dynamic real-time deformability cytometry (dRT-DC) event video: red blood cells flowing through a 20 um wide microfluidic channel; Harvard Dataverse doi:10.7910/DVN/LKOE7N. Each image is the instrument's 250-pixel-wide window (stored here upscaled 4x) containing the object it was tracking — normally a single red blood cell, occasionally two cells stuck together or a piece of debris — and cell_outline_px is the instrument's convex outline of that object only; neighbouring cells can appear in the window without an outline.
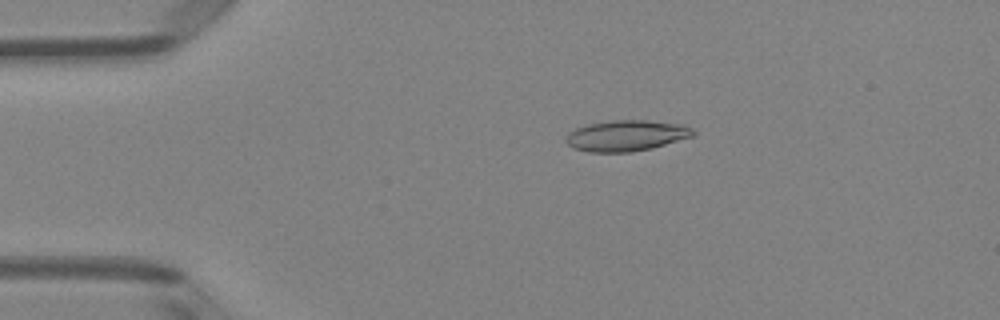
{"species": "Egyptian fruit bat (a non-hibernating species)", "species_latin": "Rousettus aegyptiacus", "temperature_condition": "room temperature", "stored_images_in_passage": 44, "camera_frame_rate_fps": 3000, "um_per_image_px": 0.085, "animal": {"sex": "female"}, "frame": {"image": 1, "passage_image": 4, "time_ms": 1.0, "image_size_px": [1000, 320], "cell_outline_px": [[696, 136], [652, 148], [632, 152], [588, 152], [572, 148], [564, 140], [568, 132], [576, 128], [588, 124], [608, 120], [648, 120], [684, 124], [692, 128], [696, 132]], "centroid_in_image_um": [53.26, 11.52], "position_along_channel_um": 31.7, "area_um2": 23.35}}
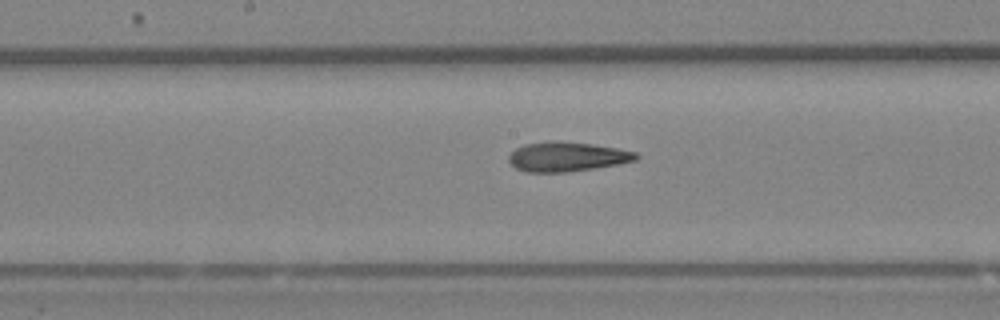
{"frame": {"image": 2, "passage_image": 20, "time_ms": 6.333, "image_size_px": [1000, 320], "cell_outline_px": [[640, 156], [636, 160], [616, 164], [568, 172], [524, 172], [516, 168], [508, 160], [508, 156], [516, 148], [524, 144], [548, 140], [552, 140], [592, 144], [616, 148], [636, 152]], "centroid_in_image_um": [48.15, 13.31], "position_along_channel_um": 200.0, "area_um2": 21.85}}
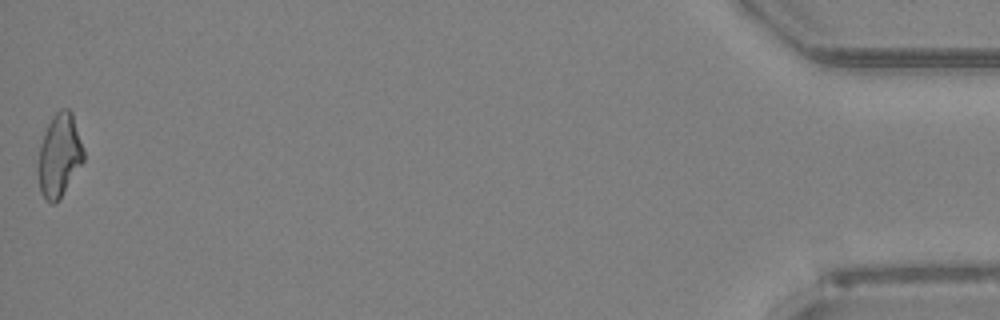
{"frame": {"image": 3, "passage_image": 44, "time_ms": 14.333, "image_size_px": [1000, 320], "cell_outline_px": [[84, 160], [56, 204], [52, 204], [44, 200], [40, 192], [36, 172], [36, 164], [40, 144], [44, 132], [52, 116], [60, 108], [68, 108], [72, 112], [84, 148]], "centroid_in_image_um": [5.0, 13.22], "position_along_channel_um": 430.2, "area_um2": 22.54}, "authors_computed_cell_mechanics": {"area_um2": 21.8484, "velocity_mm_per_s": 4.0659, "shape_relaxation_time_tau1_ms": null, "shape_relaxation_time_tau2_ms": 4.451, "deformation_change_tau1": null, "deformation_change_tau2": 0.1526}}